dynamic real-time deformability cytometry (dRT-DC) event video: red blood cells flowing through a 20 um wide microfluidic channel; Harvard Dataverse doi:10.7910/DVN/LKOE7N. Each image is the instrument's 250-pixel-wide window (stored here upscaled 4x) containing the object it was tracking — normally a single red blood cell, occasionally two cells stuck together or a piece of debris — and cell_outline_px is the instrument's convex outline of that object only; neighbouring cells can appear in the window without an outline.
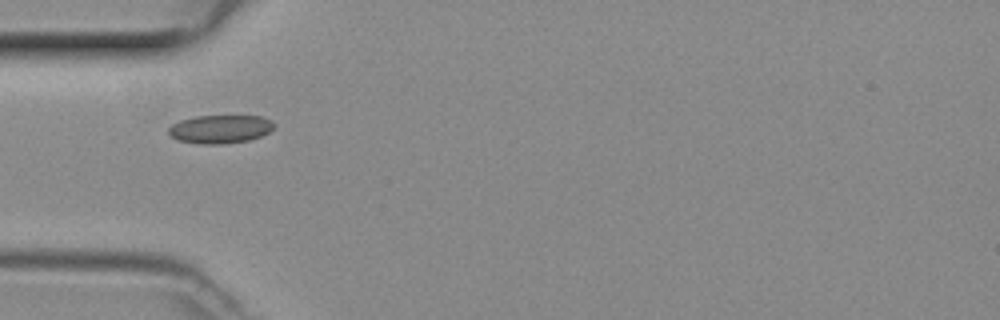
{"species": "common noctule bat (a hibernating species)", "species_latin": "Nyctalus noctula", "temperature_condition": "room temperature", "stored_images_in_passage": 35, "camera_frame_rate_fps": 3000, "um_per_image_px": 0.085, "animal": {"sex": "female", "body_mass_g": 29.2, "forearm_length_mm": 56.3}, "frame": {"image": 1, "passage_image": 1, "time_ms": 0.0, "image_size_px": [1000, 320], "cell_outline_px": [[276, 124], [268, 132], [260, 136], [248, 140], [220, 144], [204, 144], [176, 140], [168, 132], [168, 128], [172, 124], [180, 120], [196, 116], [264, 116], [272, 120]], "centroid_in_image_um": [18.72, 10.96], "position_along_channel_um": 66.3, "area_um2": 17.4}}
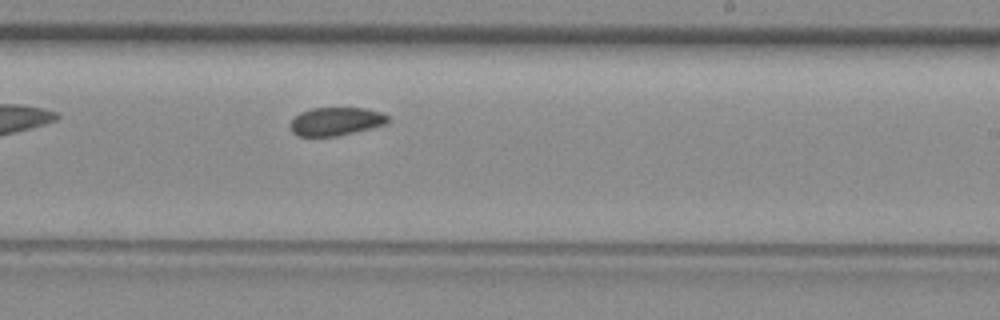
{"frame": {"image": 2, "passage_image": 15, "time_ms": 4.667, "image_size_px": [1000, 320], "cell_outline_px": [[392, 120], [388, 124], [336, 136], [300, 136], [292, 132], [288, 124], [300, 112], [312, 108], [364, 108], [380, 112], [388, 116]], "centroid_in_image_um": [28.57, 10.32], "position_along_channel_um": 260.4, "area_um2": 16.13}}
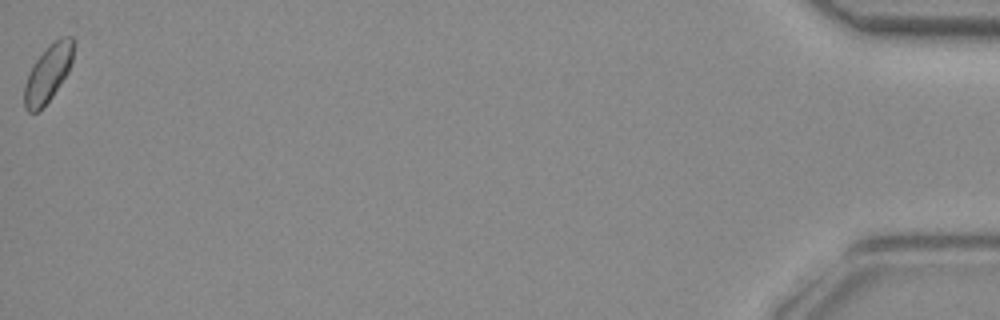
{"frame": {"image": 3, "passage_image": 35, "time_ms": 11.333, "image_size_px": [1000, 320], "cell_outline_px": [[72, 60], [68, 72], [52, 96], [36, 112], [28, 112], [24, 108], [24, 88], [28, 72], [32, 64], [48, 44], [60, 36], [72, 36]], "centroid_in_image_um": [4.05, 6.21], "position_along_channel_um": 431.2, "area_um2": 16.18}}